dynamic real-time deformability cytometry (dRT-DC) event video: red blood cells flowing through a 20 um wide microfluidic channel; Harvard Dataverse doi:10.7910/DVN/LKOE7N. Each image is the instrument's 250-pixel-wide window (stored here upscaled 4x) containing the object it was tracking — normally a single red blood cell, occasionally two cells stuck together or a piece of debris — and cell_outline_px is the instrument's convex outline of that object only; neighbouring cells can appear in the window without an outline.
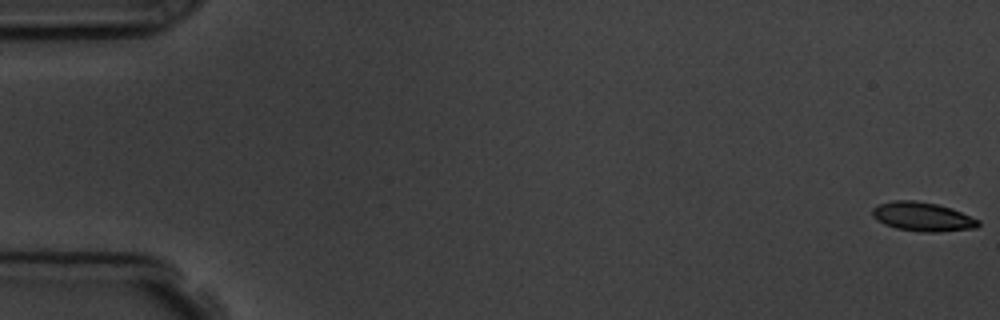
{"species": "common noctule bat (a hibernating species)", "species_latin": "Nyctalus noctula", "temperature_condition": "room temperature", "stored_images_in_passage": 18, "camera_frame_rate_fps": 3000, "um_per_image_px": 0.085, "animal": {"sex": "male", "body_mass_g": 19.5, "forearm_length_mm": 54.6}, "frame": {"image": 1, "passage_image": 1, "time_ms": 0.0, "image_size_px": [1000, 320], "cell_outline_px": [[980, 224], [976, 228], [936, 232], [920, 232], [896, 228], [884, 224], [872, 216], [872, 208], [880, 204], [892, 200], [916, 200], [936, 204], [952, 208], [980, 220]], "centroid_in_image_um": [78.42, 18.42], "position_along_channel_um": 6.6, "area_um2": 17.98}}
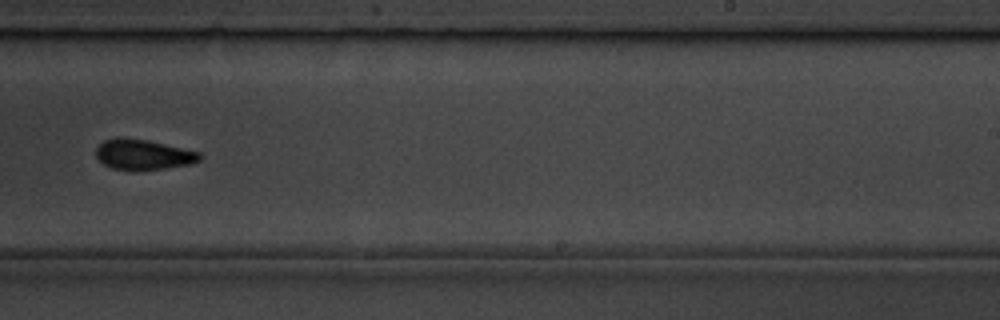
{"frame": {"image": 2, "passage_image": 11, "time_ms": 11.333, "image_size_px": [1000, 320], "cell_outline_px": [[204, 156], [200, 160], [192, 164], [164, 168], [132, 172], [112, 168], [104, 164], [96, 156], [96, 148], [104, 140], [116, 136], [148, 140], [200, 152]], "centroid_in_image_um": [12.17, 13.15], "position_along_channel_um": 276.8, "area_um2": 18.73}, "authors_computed_cell_mechanics": {"area_um2": 18.0914, "velocity_mm_per_s": 3.7442, "shape_relaxation_time_tau1_ms": 2.4517, "shape_relaxation_time_tau2_ms": null, "deformation_change_tau1": 0.1108, "deformation_change_tau2": null}}